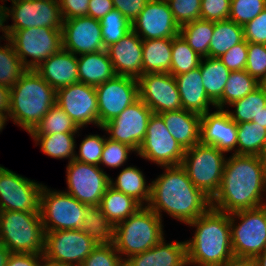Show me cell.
Wrapping results in <instances>:
<instances>
[{
	"instance_id": "1",
	"label": "cell",
	"mask_w": 266,
	"mask_h": 266,
	"mask_svg": "<svg viewBox=\"0 0 266 266\" xmlns=\"http://www.w3.org/2000/svg\"><path fill=\"white\" fill-rule=\"evenodd\" d=\"M266 204V165L255 155L227 157L211 207L228 214Z\"/></svg>"
},
{
	"instance_id": "2",
	"label": "cell",
	"mask_w": 266,
	"mask_h": 266,
	"mask_svg": "<svg viewBox=\"0 0 266 266\" xmlns=\"http://www.w3.org/2000/svg\"><path fill=\"white\" fill-rule=\"evenodd\" d=\"M161 169L164 172L149 181L151 197L147 205L161 219L164 212L186 225L211 207V199L197 189L181 165Z\"/></svg>"
},
{
	"instance_id": "3",
	"label": "cell",
	"mask_w": 266,
	"mask_h": 266,
	"mask_svg": "<svg viewBox=\"0 0 266 266\" xmlns=\"http://www.w3.org/2000/svg\"><path fill=\"white\" fill-rule=\"evenodd\" d=\"M186 225L195 228L186 240L188 266H219L234 256L230 214L210 207Z\"/></svg>"
},
{
	"instance_id": "4",
	"label": "cell",
	"mask_w": 266,
	"mask_h": 266,
	"mask_svg": "<svg viewBox=\"0 0 266 266\" xmlns=\"http://www.w3.org/2000/svg\"><path fill=\"white\" fill-rule=\"evenodd\" d=\"M9 120L29 134L56 104V90L34 69H28L10 88Z\"/></svg>"
},
{
	"instance_id": "5",
	"label": "cell",
	"mask_w": 266,
	"mask_h": 266,
	"mask_svg": "<svg viewBox=\"0 0 266 266\" xmlns=\"http://www.w3.org/2000/svg\"><path fill=\"white\" fill-rule=\"evenodd\" d=\"M163 221L148 206H141L133 215L117 224L113 243L122 259L147 251L164 238Z\"/></svg>"
},
{
	"instance_id": "6",
	"label": "cell",
	"mask_w": 266,
	"mask_h": 266,
	"mask_svg": "<svg viewBox=\"0 0 266 266\" xmlns=\"http://www.w3.org/2000/svg\"><path fill=\"white\" fill-rule=\"evenodd\" d=\"M0 243L11 253H44L40 212L0 211Z\"/></svg>"
},
{
	"instance_id": "7",
	"label": "cell",
	"mask_w": 266,
	"mask_h": 266,
	"mask_svg": "<svg viewBox=\"0 0 266 266\" xmlns=\"http://www.w3.org/2000/svg\"><path fill=\"white\" fill-rule=\"evenodd\" d=\"M225 154L214 146L199 143L185 150L181 162L192 183L211 200L221 186L228 155Z\"/></svg>"
},
{
	"instance_id": "8",
	"label": "cell",
	"mask_w": 266,
	"mask_h": 266,
	"mask_svg": "<svg viewBox=\"0 0 266 266\" xmlns=\"http://www.w3.org/2000/svg\"><path fill=\"white\" fill-rule=\"evenodd\" d=\"M230 229L234 256L255 259L266 249V204L231 213Z\"/></svg>"
},
{
	"instance_id": "9",
	"label": "cell",
	"mask_w": 266,
	"mask_h": 266,
	"mask_svg": "<svg viewBox=\"0 0 266 266\" xmlns=\"http://www.w3.org/2000/svg\"><path fill=\"white\" fill-rule=\"evenodd\" d=\"M86 204L64 190L44 185L40 194V215L45 232L81 229Z\"/></svg>"
},
{
	"instance_id": "10",
	"label": "cell",
	"mask_w": 266,
	"mask_h": 266,
	"mask_svg": "<svg viewBox=\"0 0 266 266\" xmlns=\"http://www.w3.org/2000/svg\"><path fill=\"white\" fill-rule=\"evenodd\" d=\"M9 32V40L27 69L35 70L44 60L62 48V29L31 27Z\"/></svg>"
},
{
	"instance_id": "11",
	"label": "cell",
	"mask_w": 266,
	"mask_h": 266,
	"mask_svg": "<svg viewBox=\"0 0 266 266\" xmlns=\"http://www.w3.org/2000/svg\"><path fill=\"white\" fill-rule=\"evenodd\" d=\"M97 246L81 229L45 232L44 258L59 266H80Z\"/></svg>"
},
{
	"instance_id": "12",
	"label": "cell",
	"mask_w": 266,
	"mask_h": 266,
	"mask_svg": "<svg viewBox=\"0 0 266 266\" xmlns=\"http://www.w3.org/2000/svg\"><path fill=\"white\" fill-rule=\"evenodd\" d=\"M185 150L178 144L168 131L163 118L159 114H152L146 135L136 156L162 166L181 165Z\"/></svg>"
},
{
	"instance_id": "13",
	"label": "cell",
	"mask_w": 266,
	"mask_h": 266,
	"mask_svg": "<svg viewBox=\"0 0 266 266\" xmlns=\"http://www.w3.org/2000/svg\"><path fill=\"white\" fill-rule=\"evenodd\" d=\"M66 177L65 192L86 205L99 206L110 185V175L104 171V168L75 159L68 162Z\"/></svg>"
},
{
	"instance_id": "14",
	"label": "cell",
	"mask_w": 266,
	"mask_h": 266,
	"mask_svg": "<svg viewBox=\"0 0 266 266\" xmlns=\"http://www.w3.org/2000/svg\"><path fill=\"white\" fill-rule=\"evenodd\" d=\"M43 186L0 164V211L40 212Z\"/></svg>"
},
{
	"instance_id": "15",
	"label": "cell",
	"mask_w": 266,
	"mask_h": 266,
	"mask_svg": "<svg viewBox=\"0 0 266 266\" xmlns=\"http://www.w3.org/2000/svg\"><path fill=\"white\" fill-rule=\"evenodd\" d=\"M152 110L138 98L117 117L99 128L110 140L126 144L138 151L143 142Z\"/></svg>"
},
{
	"instance_id": "16",
	"label": "cell",
	"mask_w": 266,
	"mask_h": 266,
	"mask_svg": "<svg viewBox=\"0 0 266 266\" xmlns=\"http://www.w3.org/2000/svg\"><path fill=\"white\" fill-rule=\"evenodd\" d=\"M98 101V128L117 117L139 98L138 81L129 76L115 75L95 87Z\"/></svg>"
},
{
	"instance_id": "17",
	"label": "cell",
	"mask_w": 266,
	"mask_h": 266,
	"mask_svg": "<svg viewBox=\"0 0 266 266\" xmlns=\"http://www.w3.org/2000/svg\"><path fill=\"white\" fill-rule=\"evenodd\" d=\"M12 23L9 30H20L31 27L62 29L58 0H15L8 7V18Z\"/></svg>"
},
{
	"instance_id": "18",
	"label": "cell",
	"mask_w": 266,
	"mask_h": 266,
	"mask_svg": "<svg viewBox=\"0 0 266 266\" xmlns=\"http://www.w3.org/2000/svg\"><path fill=\"white\" fill-rule=\"evenodd\" d=\"M56 104L80 128L93 124L98 128V101L94 86L76 83L56 90Z\"/></svg>"
},
{
	"instance_id": "19",
	"label": "cell",
	"mask_w": 266,
	"mask_h": 266,
	"mask_svg": "<svg viewBox=\"0 0 266 266\" xmlns=\"http://www.w3.org/2000/svg\"><path fill=\"white\" fill-rule=\"evenodd\" d=\"M139 98L154 114L183 109L175 77L170 73H146L137 79Z\"/></svg>"
},
{
	"instance_id": "20",
	"label": "cell",
	"mask_w": 266,
	"mask_h": 266,
	"mask_svg": "<svg viewBox=\"0 0 266 266\" xmlns=\"http://www.w3.org/2000/svg\"><path fill=\"white\" fill-rule=\"evenodd\" d=\"M62 48L76 56L106 50L100 21L88 16L63 20Z\"/></svg>"
},
{
	"instance_id": "21",
	"label": "cell",
	"mask_w": 266,
	"mask_h": 266,
	"mask_svg": "<svg viewBox=\"0 0 266 266\" xmlns=\"http://www.w3.org/2000/svg\"><path fill=\"white\" fill-rule=\"evenodd\" d=\"M132 30L142 40H150L173 38L179 35L180 26L166 0H149L132 22Z\"/></svg>"
},
{
	"instance_id": "22",
	"label": "cell",
	"mask_w": 266,
	"mask_h": 266,
	"mask_svg": "<svg viewBox=\"0 0 266 266\" xmlns=\"http://www.w3.org/2000/svg\"><path fill=\"white\" fill-rule=\"evenodd\" d=\"M237 123L226 109L201 115L200 143L214 146L225 153L237 154Z\"/></svg>"
},
{
	"instance_id": "23",
	"label": "cell",
	"mask_w": 266,
	"mask_h": 266,
	"mask_svg": "<svg viewBox=\"0 0 266 266\" xmlns=\"http://www.w3.org/2000/svg\"><path fill=\"white\" fill-rule=\"evenodd\" d=\"M143 40L131 30L119 42L106 48L116 75L138 79L142 73Z\"/></svg>"
},
{
	"instance_id": "24",
	"label": "cell",
	"mask_w": 266,
	"mask_h": 266,
	"mask_svg": "<svg viewBox=\"0 0 266 266\" xmlns=\"http://www.w3.org/2000/svg\"><path fill=\"white\" fill-rule=\"evenodd\" d=\"M165 239L147 251L130 256L124 260V266H188L186 241L169 243Z\"/></svg>"
},
{
	"instance_id": "25",
	"label": "cell",
	"mask_w": 266,
	"mask_h": 266,
	"mask_svg": "<svg viewBox=\"0 0 266 266\" xmlns=\"http://www.w3.org/2000/svg\"><path fill=\"white\" fill-rule=\"evenodd\" d=\"M35 71L55 90L79 83L77 56L61 48Z\"/></svg>"
},
{
	"instance_id": "26",
	"label": "cell",
	"mask_w": 266,
	"mask_h": 266,
	"mask_svg": "<svg viewBox=\"0 0 266 266\" xmlns=\"http://www.w3.org/2000/svg\"><path fill=\"white\" fill-rule=\"evenodd\" d=\"M174 77L184 110L203 115L212 111L209 108L210 106L216 109V105L208 98L205 92L199 67Z\"/></svg>"
},
{
	"instance_id": "27",
	"label": "cell",
	"mask_w": 266,
	"mask_h": 266,
	"mask_svg": "<svg viewBox=\"0 0 266 266\" xmlns=\"http://www.w3.org/2000/svg\"><path fill=\"white\" fill-rule=\"evenodd\" d=\"M159 115L184 150L200 143L201 115L184 109L166 111Z\"/></svg>"
},
{
	"instance_id": "28",
	"label": "cell",
	"mask_w": 266,
	"mask_h": 266,
	"mask_svg": "<svg viewBox=\"0 0 266 266\" xmlns=\"http://www.w3.org/2000/svg\"><path fill=\"white\" fill-rule=\"evenodd\" d=\"M80 83L98 86L112 79L116 74L106 50L77 56Z\"/></svg>"
},
{
	"instance_id": "29",
	"label": "cell",
	"mask_w": 266,
	"mask_h": 266,
	"mask_svg": "<svg viewBox=\"0 0 266 266\" xmlns=\"http://www.w3.org/2000/svg\"><path fill=\"white\" fill-rule=\"evenodd\" d=\"M110 186L132 197L141 206H147L151 197V183L137 166L123 167L116 178L110 177Z\"/></svg>"
},
{
	"instance_id": "30",
	"label": "cell",
	"mask_w": 266,
	"mask_h": 266,
	"mask_svg": "<svg viewBox=\"0 0 266 266\" xmlns=\"http://www.w3.org/2000/svg\"><path fill=\"white\" fill-rule=\"evenodd\" d=\"M142 73H170L172 38L143 40Z\"/></svg>"
},
{
	"instance_id": "31",
	"label": "cell",
	"mask_w": 266,
	"mask_h": 266,
	"mask_svg": "<svg viewBox=\"0 0 266 266\" xmlns=\"http://www.w3.org/2000/svg\"><path fill=\"white\" fill-rule=\"evenodd\" d=\"M200 73L208 98L216 105L221 99L226 82L231 72L218 58L201 59Z\"/></svg>"
},
{
	"instance_id": "32",
	"label": "cell",
	"mask_w": 266,
	"mask_h": 266,
	"mask_svg": "<svg viewBox=\"0 0 266 266\" xmlns=\"http://www.w3.org/2000/svg\"><path fill=\"white\" fill-rule=\"evenodd\" d=\"M99 207L115 227L133 215L141 205L132 197L109 185L101 198Z\"/></svg>"
},
{
	"instance_id": "33",
	"label": "cell",
	"mask_w": 266,
	"mask_h": 266,
	"mask_svg": "<svg viewBox=\"0 0 266 266\" xmlns=\"http://www.w3.org/2000/svg\"><path fill=\"white\" fill-rule=\"evenodd\" d=\"M78 133H56L48 135H30L35 141V146L40 145V150L43 154L54 159H68V162L74 160L76 151V137Z\"/></svg>"
},
{
	"instance_id": "34",
	"label": "cell",
	"mask_w": 266,
	"mask_h": 266,
	"mask_svg": "<svg viewBox=\"0 0 266 266\" xmlns=\"http://www.w3.org/2000/svg\"><path fill=\"white\" fill-rule=\"evenodd\" d=\"M243 41V26L229 19L214 22L213 35L209 44V57L219 58L230 48Z\"/></svg>"
},
{
	"instance_id": "35",
	"label": "cell",
	"mask_w": 266,
	"mask_h": 266,
	"mask_svg": "<svg viewBox=\"0 0 266 266\" xmlns=\"http://www.w3.org/2000/svg\"><path fill=\"white\" fill-rule=\"evenodd\" d=\"M114 226L97 205H86L81 230L97 244H109L114 240Z\"/></svg>"
},
{
	"instance_id": "36",
	"label": "cell",
	"mask_w": 266,
	"mask_h": 266,
	"mask_svg": "<svg viewBox=\"0 0 266 266\" xmlns=\"http://www.w3.org/2000/svg\"><path fill=\"white\" fill-rule=\"evenodd\" d=\"M260 85L246 70L231 71L216 109H227L234 101L244 98Z\"/></svg>"
},
{
	"instance_id": "37",
	"label": "cell",
	"mask_w": 266,
	"mask_h": 266,
	"mask_svg": "<svg viewBox=\"0 0 266 266\" xmlns=\"http://www.w3.org/2000/svg\"><path fill=\"white\" fill-rule=\"evenodd\" d=\"M265 106L266 89L260 85L244 98L236 100L230 104L226 111L229 113L231 119L239 124L241 122H251L256 119ZM229 107L234 110H229Z\"/></svg>"
},
{
	"instance_id": "38",
	"label": "cell",
	"mask_w": 266,
	"mask_h": 266,
	"mask_svg": "<svg viewBox=\"0 0 266 266\" xmlns=\"http://www.w3.org/2000/svg\"><path fill=\"white\" fill-rule=\"evenodd\" d=\"M214 22L194 20L180 27L179 34L202 58L209 57V44L212 39Z\"/></svg>"
},
{
	"instance_id": "39",
	"label": "cell",
	"mask_w": 266,
	"mask_h": 266,
	"mask_svg": "<svg viewBox=\"0 0 266 266\" xmlns=\"http://www.w3.org/2000/svg\"><path fill=\"white\" fill-rule=\"evenodd\" d=\"M80 128L57 104L52 106L29 135H48L56 133H78Z\"/></svg>"
},
{
	"instance_id": "40",
	"label": "cell",
	"mask_w": 266,
	"mask_h": 266,
	"mask_svg": "<svg viewBox=\"0 0 266 266\" xmlns=\"http://www.w3.org/2000/svg\"><path fill=\"white\" fill-rule=\"evenodd\" d=\"M27 70L9 39L0 44V85L12 88Z\"/></svg>"
},
{
	"instance_id": "41",
	"label": "cell",
	"mask_w": 266,
	"mask_h": 266,
	"mask_svg": "<svg viewBox=\"0 0 266 266\" xmlns=\"http://www.w3.org/2000/svg\"><path fill=\"white\" fill-rule=\"evenodd\" d=\"M237 154L258 156L262 150L266 128L255 122H241L237 124Z\"/></svg>"
},
{
	"instance_id": "42",
	"label": "cell",
	"mask_w": 266,
	"mask_h": 266,
	"mask_svg": "<svg viewBox=\"0 0 266 266\" xmlns=\"http://www.w3.org/2000/svg\"><path fill=\"white\" fill-rule=\"evenodd\" d=\"M200 57L179 34L172 38L171 74L187 73L199 67Z\"/></svg>"
},
{
	"instance_id": "43",
	"label": "cell",
	"mask_w": 266,
	"mask_h": 266,
	"mask_svg": "<svg viewBox=\"0 0 266 266\" xmlns=\"http://www.w3.org/2000/svg\"><path fill=\"white\" fill-rule=\"evenodd\" d=\"M100 24L105 49L119 42L132 30V23L117 9L111 10L102 17Z\"/></svg>"
},
{
	"instance_id": "44",
	"label": "cell",
	"mask_w": 266,
	"mask_h": 266,
	"mask_svg": "<svg viewBox=\"0 0 266 266\" xmlns=\"http://www.w3.org/2000/svg\"><path fill=\"white\" fill-rule=\"evenodd\" d=\"M107 135L90 134L86 135L79 144L78 151H75L74 159L83 163L99 166L103 147ZM78 152V153H77Z\"/></svg>"
},
{
	"instance_id": "45",
	"label": "cell",
	"mask_w": 266,
	"mask_h": 266,
	"mask_svg": "<svg viewBox=\"0 0 266 266\" xmlns=\"http://www.w3.org/2000/svg\"><path fill=\"white\" fill-rule=\"evenodd\" d=\"M130 153L136 154L137 152L126 144L106 138L99 166L102 165L109 169L125 166L129 155H131Z\"/></svg>"
},
{
	"instance_id": "46",
	"label": "cell",
	"mask_w": 266,
	"mask_h": 266,
	"mask_svg": "<svg viewBox=\"0 0 266 266\" xmlns=\"http://www.w3.org/2000/svg\"><path fill=\"white\" fill-rule=\"evenodd\" d=\"M266 8V0H231L229 20L246 25Z\"/></svg>"
},
{
	"instance_id": "47",
	"label": "cell",
	"mask_w": 266,
	"mask_h": 266,
	"mask_svg": "<svg viewBox=\"0 0 266 266\" xmlns=\"http://www.w3.org/2000/svg\"><path fill=\"white\" fill-rule=\"evenodd\" d=\"M80 266H124L114 243L97 244Z\"/></svg>"
},
{
	"instance_id": "48",
	"label": "cell",
	"mask_w": 266,
	"mask_h": 266,
	"mask_svg": "<svg viewBox=\"0 0 266 266\" xmlns=\"http://www.w3.org/2000/svg\"><path fill=\"white\" fill-rule=\"evenodd\" d=\"M175 22L184 24L200 19L201 0H166Z\"/></svg>"
},
{
	"instance_id": "49",
	"label": "cell",
	"mask_w": 266,
	"mask_h": 266,
	"mask_svg": "<svg viewBox=\"0 0 266 266\" xmlns=\"http://www.w3.org/2000/svg\"><path fill=\"white\" fill-rule=\"evenodd\" d=\"M245 70L260 83L266 77V44L248 43Z\"/></svg>"
},
{
	"instance_id": "50",
	"label": "cell",
	"mask_w": 266,
	"mask_h": 266,
	"mask_svg": "<svg viewBox=\"0 0 266 266\" xmlns=\"http://www.w3.org/2000/svg\"><path fill=\"white\" fill-rule=\"evenodd\" d=\"M231 0H201L200 19L206 21L228 20Z\"/></svg>"
},
{
	"instance_id": "51",
	"label": "cell",
	"mask_w": 266,
	"mask_h": 266,
	"mask_svg": "<svg viewBox=\"0 0 266 266\" xmlns=\"http://www.w3.org/2000/svg\"><path fill=\"white\" fill-rule=\"evenodd\" d=\"M248 56V43L243 42L233 46L218 59L230 70H245Z\"/></svg>"
},
{
	"instance_id": "52",
	"label": "cell",
	"mask_w": 266,
	"mask_h": 266,
	"mask_svg": "<svg viewBox=\"0 0 266 266\" xmlns=\"http://www.w3.org/2000/svg\"><path fill=\"white\" fill-rule=\"evenodd\" d=\"M243 33L247 43L266 44V8L243 26Z\"/></svg>"
},
{
	"instance_id": "53",
	"label": "cell",
	"mask_w": 266,
	"mask_h": 266,
	"mask_svg": "<svg viewBox=\"0 0 266 266\" xmlns=\"http://www.w3.org/2000/svg\"><path fill=\"white\" fill-rule=\"evenodd\" d=\"M63 20L88 15L90 0H58Z\"/></svg>"
},
{
	"instance_id": "54",
	"label": "cell",
	"mask_w": 266,
	"mask_h": 266,
	"mask_svg": "<svg viewBox=\"0 0 266 266\" xmlns=\"http://www.w3.org/2000/svg\"><path fill=\"white\" fill-rule=\"evenodd\" d=\"M114 9L121 12L131 23L139 16L149 0H112Z\"/></svg>"
},
{
	"instance_id": "55",
	"label": "cell",
	"mask_w": 266,
	"mask_h": 266,
	"mask_svg": "<svg viewBox=\"0 0 266 266\" xmlns=\"http://www.w3.org/2000/svg\"><path fill=\"white\" fill-rule=\"evenodd\" d=\"M43 253H11L5 266H39Z\"/></svg>"
},
{
	"instance_id": "56",
	"label": "cell",
	"mask_w": 266,
	"mask_h": 266,
	"mask_svg": "<svg viewBox=\"0 0 266 266\" xmlns=\"http://www.w3.org/2000/svg\"><path fill=\"white\" fill-rule=\"evenodd\" d=\"M114 9L112 0H90L88 17L99 20Z\"/></svg>"
},
{
	"instance_id": "57",
	"label": "cell",
	"mask_w": 266,
	"mask_h": 266,
	"mask_svg": "<svg viewBox=\"0 0 266 266\" xmlns=\"http://www.w3.org/2000/svg\"><path fill=\"white\" fill-rule=\"evenodd\" d=\"M1 4H0V32H2V35L0 36V42H2L1 39L6 41L10 37L8 25H5V23L7 24V20L10 19L8 18V6L6 7L5 3Z\"/></svg>"
},
{
	"instance_id": "58",
	"label": "cell",
	"mask_w": 266,
	"mask_h": 266,
	"mask_svg": "<svg viewBox=\"0 0 266 266\" xmlns=\"http://www.w3.org/2000/svg\"><path fill=\"white\" fill-rule=\"evenodd\" d=\"M10 88L0 85V111L9 113L10 110Z\"/></svg>"
},
{
	"instance_id": "59",
	"label": "cell",
	"mask_w": 266,
	"mask_h": 266,
	"mask_svg": "<svg viewBox=\"0 0 266 266\" xmlns=\"http://www.w3.org/2000/svg\"><path fill=\"white\" fill-rule=\"evenodd\" d=\"M219 266H256L253 258L233 256Z\"/></svg>"
},
{
	"instance_id": "60",
	"label": "cell",
	"mask_w": 266,
	"mask_h": 266,
	"mask_svg": "<svg viewBox=\"0 0 266 266\" xmlns=\"http://www.w3.org/2000/svg\"><path fill=\"white\" fill-rule=\"evenodd\" d=\"M11 252L0 243V266H5Z\"/></svg>"
},
{
	"instance_id": "61",
	"label": "cell",
	"mask_w": 266,
	"mask_h": 266,
	"mask_svg": "<svg viewBox=\"0 0 266 266\" xmlns=\"http://www.w3.org/2000/svg\"><path fill=\"white\" fill-rule=\"evenodd\" d=\"M252 122L257 123L259 126L266 128V106L263 110L258 114L256 119L252 120Z\"/></svg>"
},
{
	"instance_id": "62",
	"label": "cell",
	"mask_w": 266,
	"mask_h": 266,
	"mask_svg": "<svg viewBox=\"0 0 266 266\" xmlns=\"http://www.w3.org/2000/svg\"><path fill=\"white\" fill-rule=\"evenodd\" d=\"M256 266H266V249L260 253L255 259Z\"/></svg>"
},
{
	"instance_id": "63",
	"label": "cell",
	"mask_w": 266,
	"mask_h": 266,
	"mask_svg": "<svg viewBox=\"0 0 266 266\" xmlns=\"http://www.w3.org/2000/svg\"><path fill=\"white\" fill-rule=\"evenodd\" d=\"M7 121L9 122L8 114L0 111V132L4 130Z\"/></svg>"
},
{
	"instance_id": "64",
	"label": "cell",
	"mask_w": 266,
	"mask_h": 266,
	"mask_svg": "<svg viewBox=\"0 0 266 266\" xmlns=\"http://www.w3.org/2000/svg\"><path fill=\"white\" fill-rule=\"evenodd\" d=\"M258 157L266 165V138H265L262 150H261L260 154L258 155Z\"/></svg>"
},
{
	"instance_id": "65",
	"label": "cell",
	"mask_w": 266,
	"mask_h": 266,
	"mask_svg": "<svg viewBox=\"0 0 266 266\" xmlns=\"http://www.w3.org/2000/svg\"><path fill=\"white\" fill-rule=\"evenodd\" d=\"M39 266H59L57 263L50 262L45 258L39 263Z\"/></svg>"
},
{
	"instance_id": "66",
	"label": "cell",
	"mask_w": 266,
	"mask_h": 266,
	"mask_svg": "<svg viewBox=\"0 0 266 266\" xmlns=\"http://www.w3.org/2000/svg\"><path fill=\"white\" fill-rule=\"evenodd\" d=\"M261 85L266 89V77L261 82Z\"/></svg>"
},
{
	"instance_id": "67",
	"label": "cell",
	"mask_w": 266,
	"mask_h": 266,
	"mask_svg": "<svg viewBox=\"0 0 266 266\" xmlns=\"http://www.w3.org/2000/svg\"><path fill=\"white\" fill-rule=\"evenodd\" d=\"M7 1H11V3H12V2H14L15 0H0L1 3H2V2H3V3H4V2H7Z\"/></svg>"
}]
</instances>
